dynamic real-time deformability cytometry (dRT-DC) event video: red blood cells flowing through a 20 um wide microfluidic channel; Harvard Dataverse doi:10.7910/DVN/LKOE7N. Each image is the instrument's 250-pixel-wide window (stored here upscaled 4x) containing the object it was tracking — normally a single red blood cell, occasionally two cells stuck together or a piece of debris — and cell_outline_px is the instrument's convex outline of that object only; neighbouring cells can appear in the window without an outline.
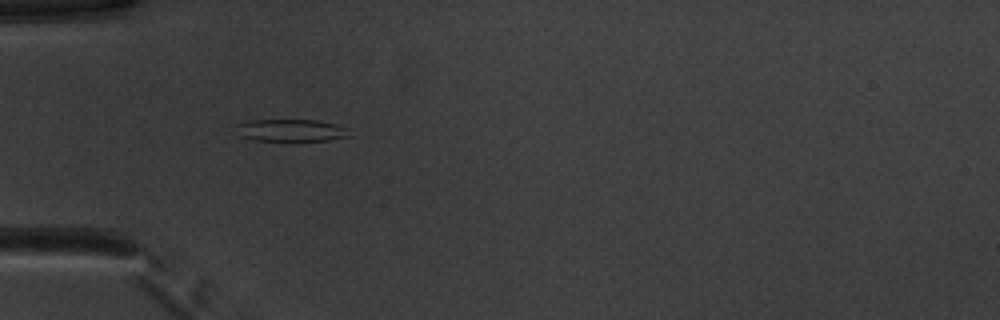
{"species": "common noctule bat (a hibernating species)", "species_latin": "Nyctalus noctula", "temperature_condition": "warm", "stored_images_in_passage": 36, "camera_frame_rate_fps": 3000, "um_per_image_px": 0.085, "animal": {"sex": "male", "body_mass_g": 20.1, "forearm_length_mm": 53.5}, "frame": {"image": 1, "passage_image": 1, "time_ms": 0.0, "image_size_px": [1000, 320], "cell_outline_px": [[352, 136], [328, 140], [292, 144], [256, 140], [240, 136], [232, 124], [248, 120], [316, 120], [336, 124], [348, 128]], "centroid_in_image_um": [24.72, 11.12], "position_along_channel_um": 60.3, "area_um2": 15.84}}
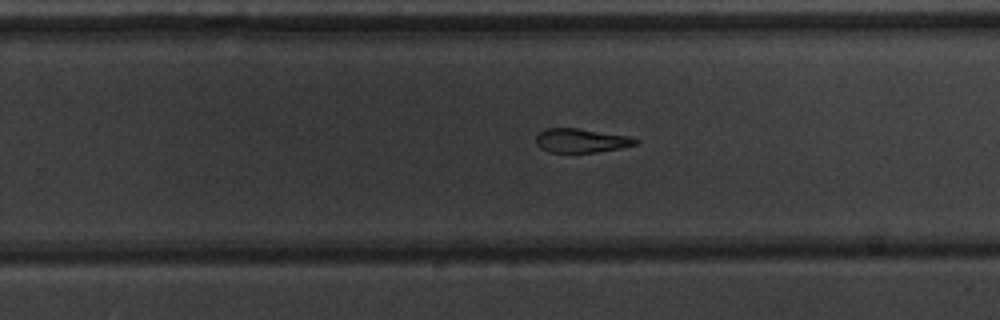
{"frame": {"image": 2, "passage_image": 18, "time_ms": 5.667, "image_size_px": [1000, 320], "cell_outline_px": [[640, 140], [636, 144], [620, 148], [596, 152], [548, 152], [540, 148], [536, 144], [536, 136], [544, 128], [580, 128], [628, 136]], "centroid_in_image_um": [49.37, 11.94], "position_along_channel_um": 280.4, "area_um2": 13.93}}
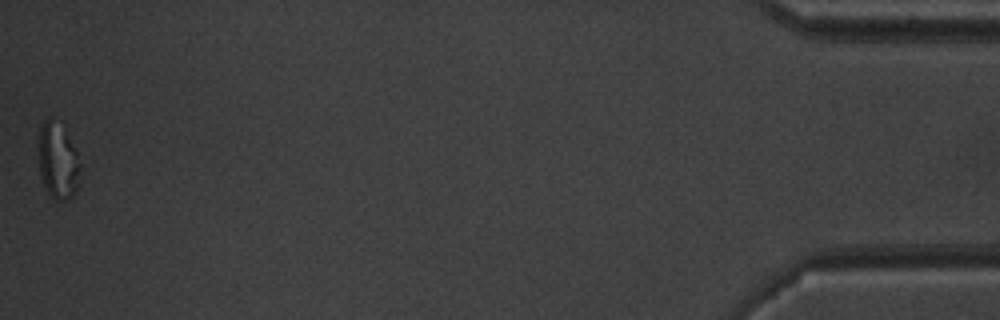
{"frame": {"image": 3, "passage_image": 36, "time_ms": 11.667, "image_size_px": [1000, 320], "cell_outline_px": [[80, 168], [76, 192], [68, 200], [56, 200], [48, 192], [40, 176], [40, 128], [44, 120], [48, 120], [64, 124], [76, 148], [80, 164]], "centroid_in_image_um": [4.97, 13.67], "position_along_channel_um": 430.2, "area_um2": 18.38}, "authors_computed_cell_mechanics": {"area_um2": 15.4615, "velocity_mm_per_s": 3.9609, "shape_relaxation_time_tau1_ms": 8.0335, "shape_relaxation_time_tau2_ms": null, "deformation_change_tau1": 0.1795, "deformation_change_tau2": null}}